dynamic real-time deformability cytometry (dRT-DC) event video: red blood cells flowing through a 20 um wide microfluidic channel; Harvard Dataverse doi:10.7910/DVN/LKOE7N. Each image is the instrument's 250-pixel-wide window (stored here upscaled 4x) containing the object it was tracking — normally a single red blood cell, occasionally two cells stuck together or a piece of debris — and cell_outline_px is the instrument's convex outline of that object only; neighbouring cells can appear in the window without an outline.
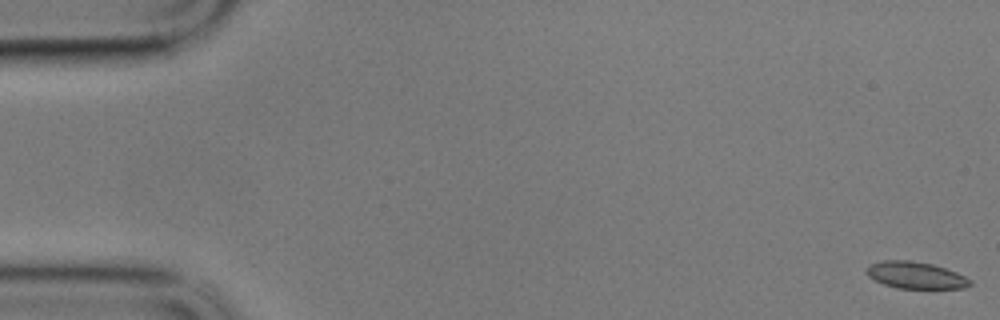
{"species": "common noctule bat (a hibernating species)", "species_latin": "Nyctalus noctula", "temperature_condition": "cold", "stored_images_in_passage": 9, "camera_frame_rate_fps": 3000, "um_per_image_px": 0.085, "animal": {"sex": "male", "body_mass_g": 17.9}, "frame": {"image": 1, "passage_image": 1, "time_ms": 0.0, "image_size_px": [1000, 320], "cell_outline_px": [[972, 284], [964, 288], [896, 288], [884, 284], [868, 276], [864, 272], [868, 264], [880, 260], [912, 260], [932, 264], [956, 272], [972, 280]], "centroid_in_image_um": [77.79, 23.38], "position_along_channel_um": 7.2, "area_um2": 16.3}}